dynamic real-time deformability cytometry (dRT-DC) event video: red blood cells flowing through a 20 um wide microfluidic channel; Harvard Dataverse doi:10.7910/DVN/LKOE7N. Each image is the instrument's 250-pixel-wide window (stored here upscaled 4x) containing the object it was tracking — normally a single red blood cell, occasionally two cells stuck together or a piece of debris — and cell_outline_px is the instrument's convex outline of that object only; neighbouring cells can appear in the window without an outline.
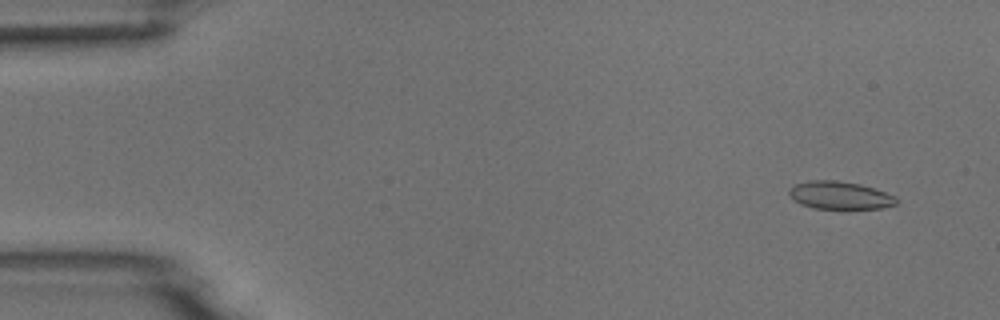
{"species": "common noctule bat (a hibernating species)", "species_latin": "Nyctalus noctula", "temperature_condition": "room temperature", "stored_images_in_passage": 7, "camera_frame_rate_fps": 3000, "um_per_image_px": 0.085, "animal": {"sex": "male", "body_mass_g": 18.8}, "frame": {"image": 1, "passage_image": 2, "time_ms": 1.0, "image_size_px": [1000, 320], "cell_outline_px": [[896, 204], [880, 208], [848, 212], [812, 208], [800, 204], [792, 200], [788, 192], [792, 184], [808, 180], [836, 180], [860, 184], [896, 196]], "centroid_in_image_um": [71.34, 16.65], "position_along_channel_um": 13.7, "area_um2": 18.32}}
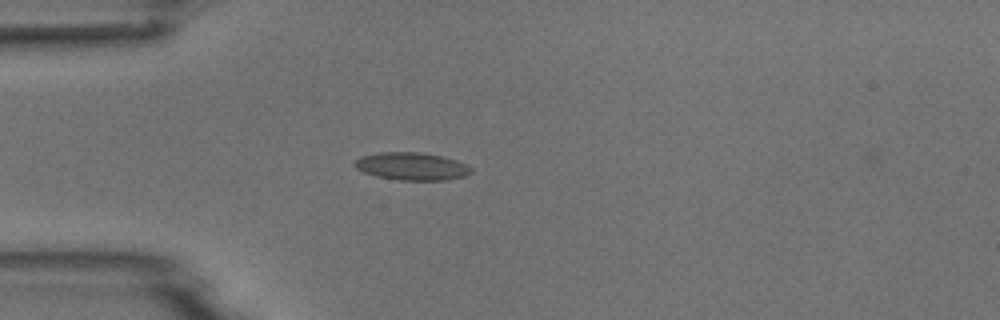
{"frame": {"image": 2, "passage_image": 5, "time_ms": 4.667, "image_size_px": [1000, 320], "cell_outline_px": [[472, 172], [464, 176], [448, 180], [400, 180], [376, 176], [364, 172], [356, 168], [352, 164], [360, 156], [380, 152], [420, 152], [444, 156], [456, 160], [472, 168]], "centroid_in_image_um": [34.99, 14.13], "position_along_channel_um": 50.0, "area_um2": 18.84}}